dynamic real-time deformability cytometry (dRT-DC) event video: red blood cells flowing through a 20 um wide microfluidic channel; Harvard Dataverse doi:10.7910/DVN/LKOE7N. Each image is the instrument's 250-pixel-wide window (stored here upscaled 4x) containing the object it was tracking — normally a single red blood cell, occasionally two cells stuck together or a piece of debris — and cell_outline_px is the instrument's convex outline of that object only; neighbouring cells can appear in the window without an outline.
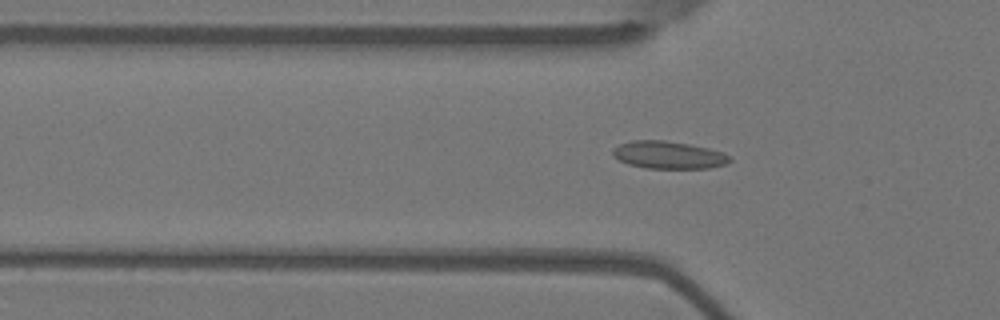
{"species": "Egyptian fruit bat (a non-hibernating species)", "species_latin": "Rousettus aegyptiacus", "temperature_condition": "warm", "stored_images_in_passage": 56, "camera_frame_rate_fps": 3000, "um_per_image_px": 0.085, "animal": {"sex": "female"}, "frame": {"image": 1, "passage_image": 18, "time_ms": 5.667, "image_size_px": [1000, 320], "cell_outline_px": [[732, 160], [728, 164], [708, 168], [644, 168], [628, 164], [612, 156], [612, 148], [620, 144], [632, 140], [664, 140], [688, 144], [708, 148], [724, 152]], "centroid_in_image_um": [56.81, 13.17], "position_along_channel_um": 69.0, "area_um2": 18.84}}
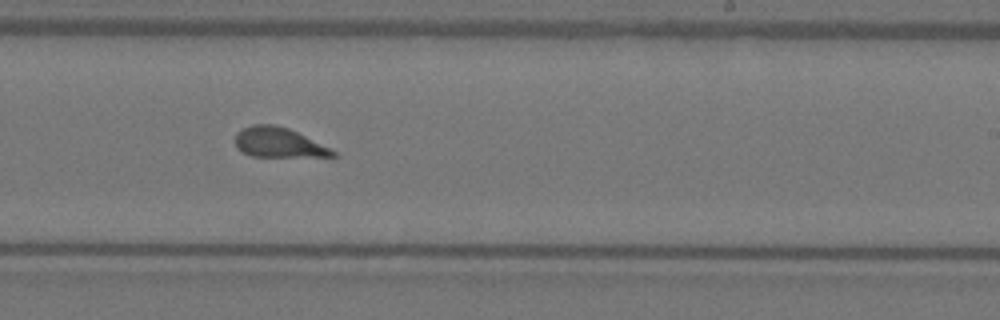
{"frame": {"image": 2, "passage_image": 34, "time_ms": 11.0, "image_size_px": [1000, 320], "cell_outline_px": [[340, 156], [332, 160], [252, 156], [240, 152], [236, 148], [236, 132], [252, 124], [272, 124], [288, 128], [336, 152]], "centroid_in_image_um": [23.79, 12.2], "position_along_channel_um": 265.2, "area_um2": 17.86}}
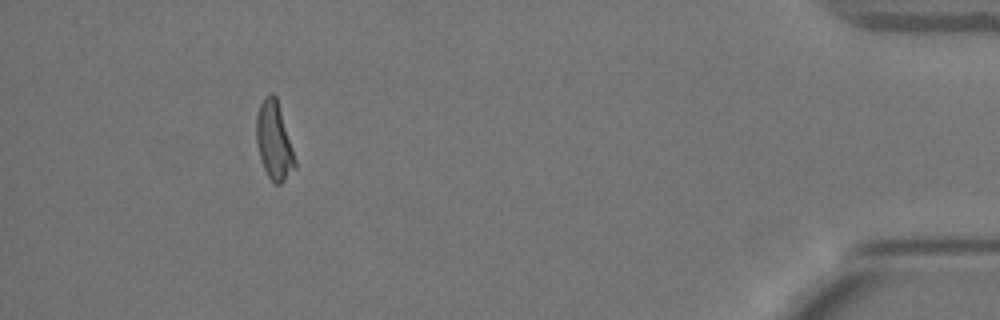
{"frame": {"image": 3, "passage_image": 51, "time_ms": 16.667, "image_size_px": [1000, 320], "cell_outline_px": [[296, 168], [280, 184], [276, 184], [268, 176], [260, 160], [256, 144], [256, 116], [260, 104], [264, 96], [272, 92], [276, 96], [296, 160]], "centroid_in_image_um": [23.28, 11.96], "position_along_channel_um": 411.9, "area_um2": 17.46}, "authors_computed_cell_mechanics": {"area_um2": 17.8602, "velocity_mm_per_s": 3.6822, "shape_relaxation_time_tau1_ms": 3.875, "shape_relaxation_time_tau2_ms": 0.6882, "deformation_change_tau1": 0.0933, "deformation_change_tau2": 0.0592}}